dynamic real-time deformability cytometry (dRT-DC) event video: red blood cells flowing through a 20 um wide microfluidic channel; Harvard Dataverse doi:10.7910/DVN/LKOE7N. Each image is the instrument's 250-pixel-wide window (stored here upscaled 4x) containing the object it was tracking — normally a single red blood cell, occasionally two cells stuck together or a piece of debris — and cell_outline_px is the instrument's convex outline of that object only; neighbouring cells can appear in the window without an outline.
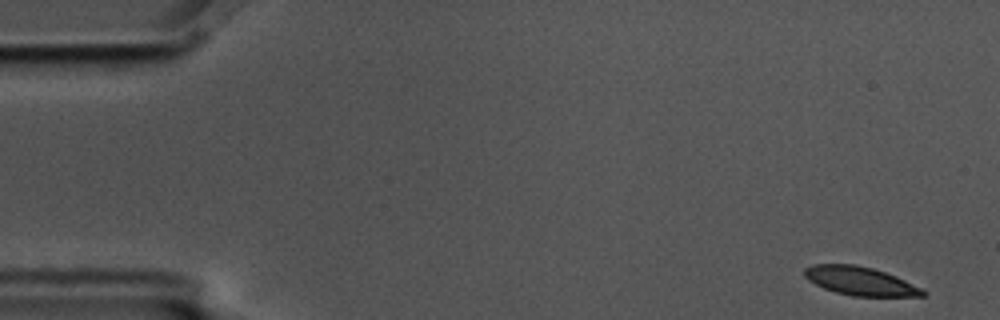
{"species": "common noctule bat (a hibernating species)", "species_latin": "Nyctalus noctula", "temperature_condition": "cold", "stored_images_in_passage": 9, "camera_frame_rate_fps": 3000, "um_per_image_px": 0.085, "animal": {"sex": "male", "body_mass_g": 17.5, "forearm_length_mm": 52.3}, "frame": {"image": 1, "passage_image": 1, "time_ms": 0.0, "image_size_px": [1000, 320], "cell_outline_px": [[928, 292], [924, 296], [852, 296], [836, 292], [824, 288], [808, 280], [804, 276], [804, 268], [816, 264], [856, 264], [872, 268], [896, 276]], "centroid_in_image_um": [73.1, 23.88], "position_along_channel_um": 11.9, "area_um2": 19.54}}
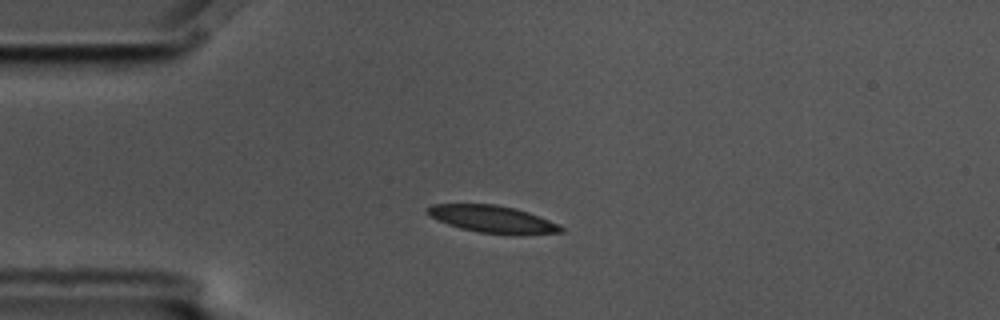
{"frame": {"image": 2, "passage_image": 4, "time_ms": 1.0, "image_size_px": [1000, 320], "cell_outline_px": [[564, 232], [520, 236], [512, 236], [480, 232], [460, 228], [448, 224], [424, 212], [424, 208], [432, 204], [496, 204], [516, 208], [528, 212], [548, 220], [564, 228]], "centroid_in_image_um": [41.89, 18.64], "position_along_channel_um": 43.1, "area_um2": 21.44}}